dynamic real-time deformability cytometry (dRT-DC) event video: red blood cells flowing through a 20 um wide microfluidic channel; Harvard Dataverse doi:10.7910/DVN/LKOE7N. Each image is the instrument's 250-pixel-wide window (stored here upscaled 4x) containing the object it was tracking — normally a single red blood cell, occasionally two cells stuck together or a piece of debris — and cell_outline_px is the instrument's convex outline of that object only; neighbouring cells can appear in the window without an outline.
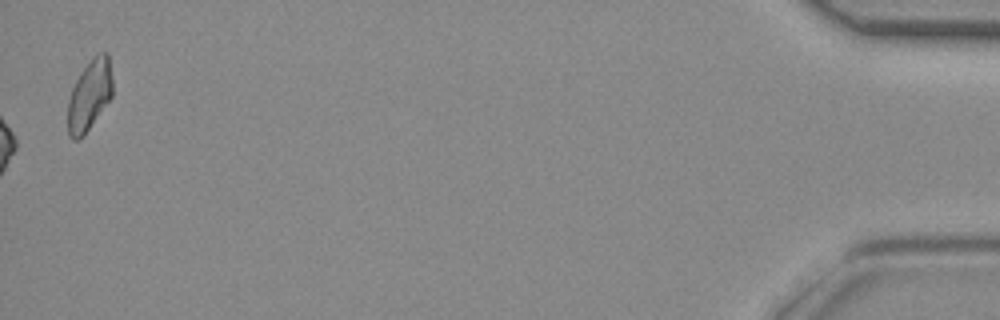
{"species": "common noctule bat (a hibernating species)", "species_latin": "Nyctalus noctula", "temperature_condition": "room temperature", "stored_images_in_passage": 43, "camera_frame_rate_fps": 3000, "um_per_image_px": 0.085, "animal": {"sex": "female", "body_mass_g": 29.2, "forearm_length_mm": 56.3}, "frame": {"image": 1, "passage_image": 43, "time_ms": 14.0, "image_size_px": [1000, 320], "cell_outline_px": [[112, 96], [84, 136], [76, 140], [72, 140], [68, 136], [68, 100], [72, 88], [80, 72], [92, 56], [96, 52], [108, 52], [112, 76]], "centroid_in_image_um": [7.61, 8.07], "position_along_channel_um": 427.6, "area_um2": 18.67}}